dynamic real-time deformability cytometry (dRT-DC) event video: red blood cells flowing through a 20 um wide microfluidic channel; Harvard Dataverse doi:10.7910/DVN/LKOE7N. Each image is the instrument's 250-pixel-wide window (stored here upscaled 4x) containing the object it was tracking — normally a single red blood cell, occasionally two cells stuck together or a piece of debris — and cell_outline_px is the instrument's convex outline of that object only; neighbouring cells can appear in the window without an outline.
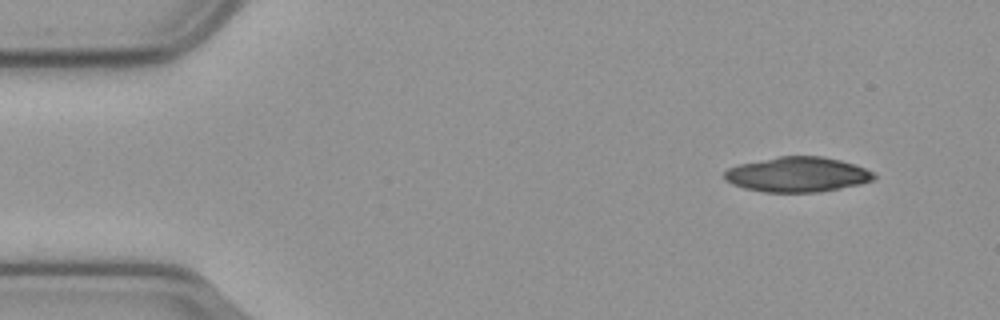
{"species": "common noctule bat (a hibernating species)", "species_latin": "Nyctalus noctula", "temperature_condition": "cold", "stored_images_in_passage": 52, "camera_frame_rate_fps": 3000, "um_per_image_px": 0.085, "animal": {"sex": "male", "body_mass_g": 23.1, "forearm_length_mm": 52.7}, "frame": {"image": 1, "passage_image": 1, "time_ms": 0.0, "image_size_px": [1000, 320], "cell_outline_px": [[876, 176], [872, 180], [860, 184], [820, 192], [764, 192], [744, 188], [732, 184], [724, 180], [724, 172], [728, 168], [740, 164], [780, 156], [820, 156], [840, 160], [864, 168], [872, 172]], "centroid_in_image_um": [67.75, 14.84], "position_along_channel_um": 17.3, "area_um2": 30.29}}